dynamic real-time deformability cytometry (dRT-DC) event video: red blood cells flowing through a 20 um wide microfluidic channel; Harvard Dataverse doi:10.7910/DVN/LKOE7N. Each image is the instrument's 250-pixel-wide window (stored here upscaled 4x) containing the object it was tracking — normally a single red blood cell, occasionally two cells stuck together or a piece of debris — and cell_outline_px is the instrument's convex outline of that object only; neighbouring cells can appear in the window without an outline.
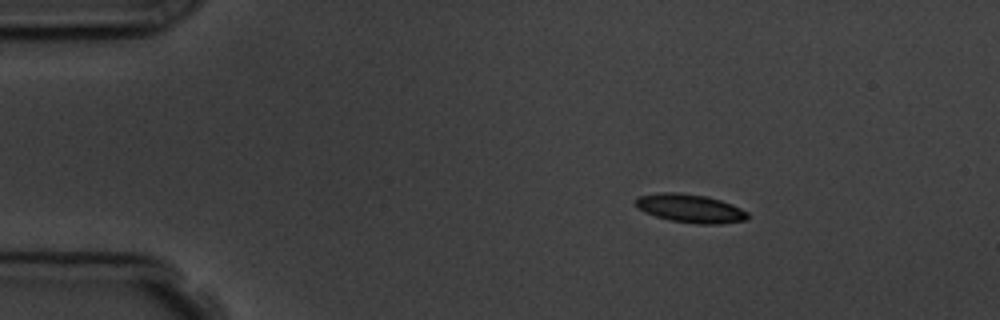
{"species": "common noctule bat (a hibernating species)", "species_latin": "Nyctalus noctula", "temperature_condition": "room temperature", "stored_images_in_passage": 3, "camera_frame_rate_fps": 3000, "um_per_image_px": 0.085, "animal": {"sex": "male", "body_mass_g": 19.5, "forearm_length_mm": 54.6}, "frame": {"image": 1, "passage_image": 1, "time_ms": 0.0, "image_size_px": [1000, 320], "cell_outline_px": [[748, 220], [720, 224], [696, 224], [668, 220], [644, 212], [636, 208], [632, 200], [636, 196], [660, 192], [676, 192], [704, 196], [720, 200], [732, 204], [748, 212]], "centroid_in_image_um": [58.61, 17.71], "position_along_channel_um": 26.4, "area_um2": 18.9}}